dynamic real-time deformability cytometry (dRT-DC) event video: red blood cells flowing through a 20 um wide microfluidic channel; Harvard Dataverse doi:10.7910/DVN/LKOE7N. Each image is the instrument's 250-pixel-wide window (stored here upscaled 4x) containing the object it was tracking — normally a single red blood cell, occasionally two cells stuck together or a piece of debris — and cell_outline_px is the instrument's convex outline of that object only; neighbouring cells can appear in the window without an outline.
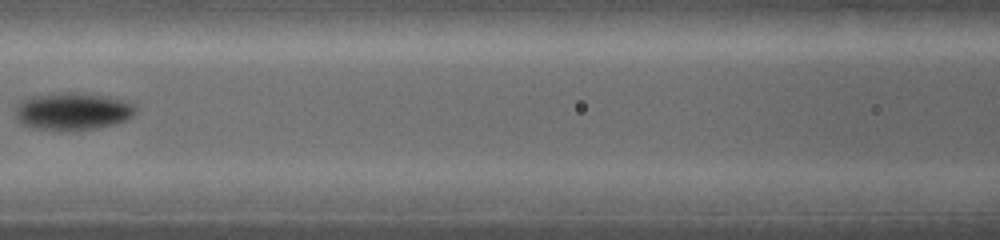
{"species": "common noctule bat (a hibernating species)", "species_latin": "Nyctalus noctula", "temperature_condition": "warm", "stored_images_in_passage": 9, "camera_frame_rate_fps": 5000, "um_per_image_px": 0.085, "animal": {"sex": "female", "body_mass_g": 19.0, "forearm_length_mm": 53.3}, "frame": {"image": 1, "passage_image": 6, "time_ms": 1.6, "image_size_px": [1000, 240], "cell_outline_px": [[136, 112], [132, 116], [124, 120], [112, 124], [96, 128], [32, 128], [20, 124], [16, 116], [16, 108], [20, 100], [32, 96], [64, 92], [84, 92], [108, 96], [124, 100], [136, 104]], "centroid_in_image_um": [6.19, 9.41], "position_along_channel_um": 160.4, "area_um2": 25.84}}